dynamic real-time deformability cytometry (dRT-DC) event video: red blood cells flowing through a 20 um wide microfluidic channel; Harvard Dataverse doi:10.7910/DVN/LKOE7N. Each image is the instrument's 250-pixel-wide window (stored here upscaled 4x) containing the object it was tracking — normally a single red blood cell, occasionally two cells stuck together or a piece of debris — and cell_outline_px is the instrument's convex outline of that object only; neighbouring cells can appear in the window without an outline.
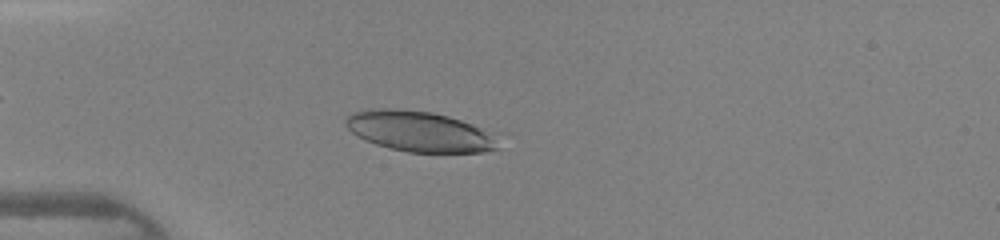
{"species": "human", "species_latin": "Homo sapiens", "temperature_condition": "warm", "stored_images_in_passage": 46, "camera_frame_rate_fps": 3000, "um_per_image_px": 0.085, "donor": {"sex": "female"}, "frame": {"image": 1, "passage_image": 13, "time_ms": 4.0, "image_size_px": [1000, 240], "cell_outline_px": [[496, 148], [484, 152], [408, 152], [388, 148], [364, 140], [352, 132], [348, 128], [344, 120], [352, 112], [372, 108], [388, 108], [432, 112], [448, 116], [472, 124], [480, 128], [488, 136]], "centroid_in_image_um": [35.49, 11.15], "position_along_channel_um": 49.5, "area_um2": 35.08}}
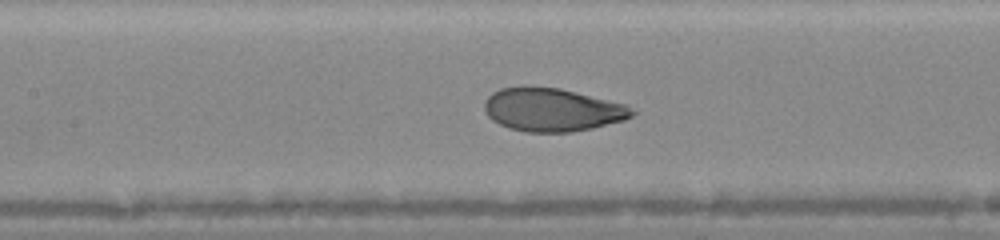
{"frame": {"image": 2, "passage_image": 22, "time_ms": 7.0, "image_size_px": [1000, 240], "cell_outline_px": [[636, 112], [632, 116], [624, 120], [592, 128], [572, 132], [524, 132], [508, 128], [492, 120], [488, 116], [484, 108], [484, 100], [492, 92], [500, 88], [520, 84], [560, 88], [628, 104]], "centroid_in_image_um": [46.92, 9.3], "position_along_channel_um": 160.5, "area_um2": 37.92}}
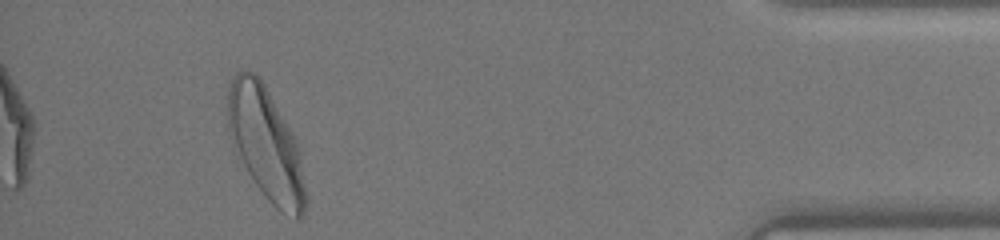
{"frame": {"image": 3, "passage_image": 43, "time_ms": 14.0, "image_size_px": [1000, 240], "cell_outline_px": [[308, 204], [300, 220], [296, 220], [280, 212], [268, 200], [256, 184], [248, 172], [228, 132], [228, 88], [236, 72], [244, 68], [256, 72], [264, 84], [292, 132], [300, 148], [308, 200]], "centroid_in_image_um": [22.65, 12.25], "position_along_channel_um": 412.6, "area_um2": 51.1}, "authors_computed_cell_mechanics": {"area_um2": 37.8012, "velocity_mm_per_s": 4.3312, "shape_relaxation_time_tau1_ms": 2.0409, "shape_relaxation_time_tau2_ms": 0.5077, "deformation_change_tau1": 0.1456, "deformation_change_tau2": 0.0503}}